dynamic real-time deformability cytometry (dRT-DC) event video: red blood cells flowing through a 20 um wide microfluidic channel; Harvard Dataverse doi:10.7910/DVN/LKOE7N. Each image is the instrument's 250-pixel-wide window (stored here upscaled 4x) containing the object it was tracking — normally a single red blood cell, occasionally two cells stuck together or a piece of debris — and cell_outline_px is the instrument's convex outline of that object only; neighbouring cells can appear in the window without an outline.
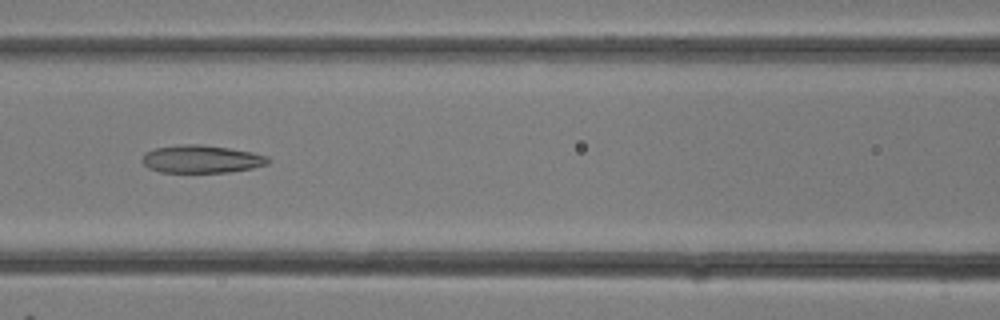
{"species": "common noctule bat (a hibernating species)", "species_latin": "Nyctalus noctula", "temperature_condition": "room temperature", "stored_images_in_passage": 24, "camera_frame_rate_fps": 3000, "um_per_image_px": 0.085, "animal": {"sex": "female"}, "frame": {"image": 1, "passage_image": 9, "time_ms": 2.667, "image_size_px": [1000, 320], "cell_outline_px": [[272, 160], [268, 164], [252, 168], [228, 172], [160, 172], [148, 168], [144, 164], [144, 152], [156, 148], [180, 144], [200, 144], [228, 148], [252, 152], [268, 156]], "centroid_in_image_um": [17.15, 13.52], "position_along_channel_um": 149.4, "area_um2": 20.35}}
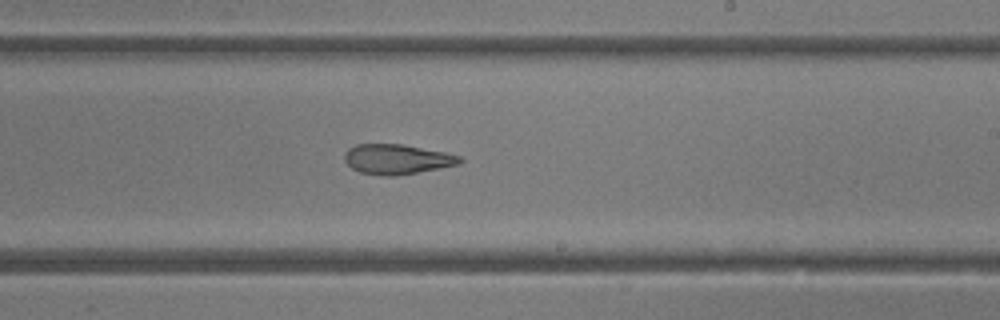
{"frame": {"image": 2, "passage_image": 14, "time_ms": 4.333, "image_size_px": [1000, 320], "cell_outline_px": [[464, 160], [460, 164], [440, 168], [396, 176], [384, 176], [360, 172], [352, 168], [344, 160], [344, 152], [348, 148], [356, 144], [404, 144], [444, 152], [460, 156]], "centroid_in_image_um": [33.74, 13.53], "position_along_channel_um": 255.3, "area_um2": 20.23}}
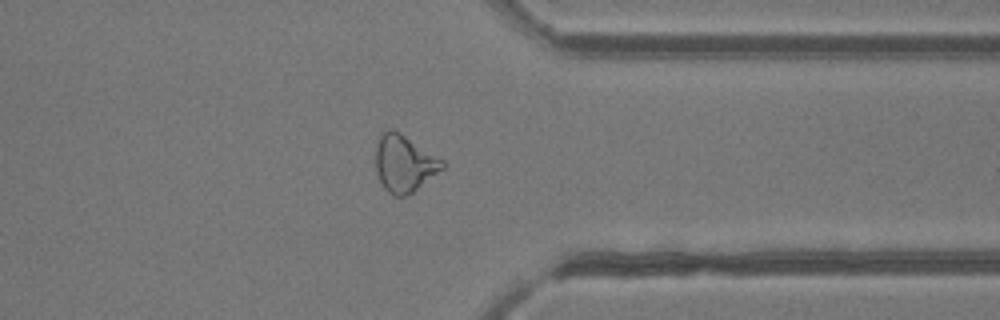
{"frame": {"image": 3, "passage_image": 20, "time_ms": 6.333, "image_size_px": [1000, 320], "cell_outline_px": [[448, 164], [444, 168], [412, 192], [404, 196], [392, 196], [384, 188], [376, 172], [376, 144], [380, 136], [388, 128], [392, 128], [400, 132], [444, 160]], "centroid_in_image_um": [34.37, 13.88], "position_along_channel_um": 377.0, "area_um2": 22.14}}